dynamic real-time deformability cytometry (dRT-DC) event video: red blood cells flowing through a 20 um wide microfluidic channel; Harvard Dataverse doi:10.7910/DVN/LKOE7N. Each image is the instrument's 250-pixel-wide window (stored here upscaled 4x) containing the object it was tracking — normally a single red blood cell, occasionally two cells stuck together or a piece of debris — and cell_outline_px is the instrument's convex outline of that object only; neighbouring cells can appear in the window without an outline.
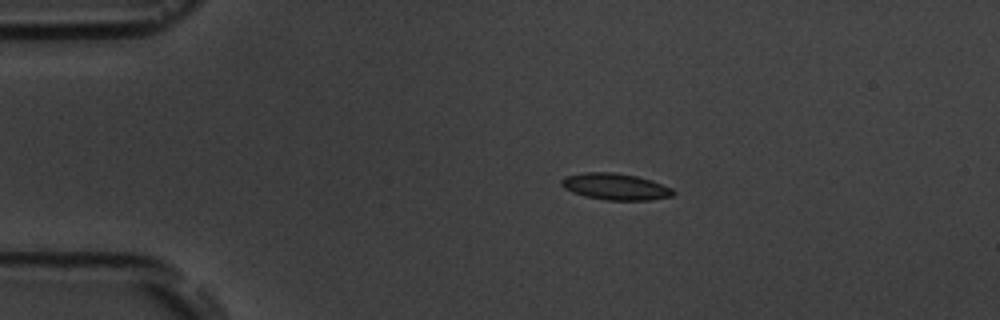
{"species": "common noctule bat (a hibernating species)", "species_latin": "Nyctalus noctula", "temperature_condition": "room temperature", "stored_images_in_passage": 6, "camera_frame_rate_fps": 3000, "um_per_image_px": 0.085, "animal": {"sex": "male", "body_mass_g": 19.5, "forearm_length_mm": 54.6}, "frame": {"image": 1, "passage_image": 3, "time_ms": 2.667, "image_size_px": [1000, 320], "cell_outline_px": [[676, 192], [672, 196], [648, 200], [604, 200], [584, 196], [572, 192], [564, 188], [560, 184], [560, 180], [564, 176], [584, 172], [612, 172], [636, 176], [652, 180], [672, 188]], "centroid_in_image_um": [52.28, 15.86], "position_along_channel_um": 32.7, "area_um2": 17.4}}
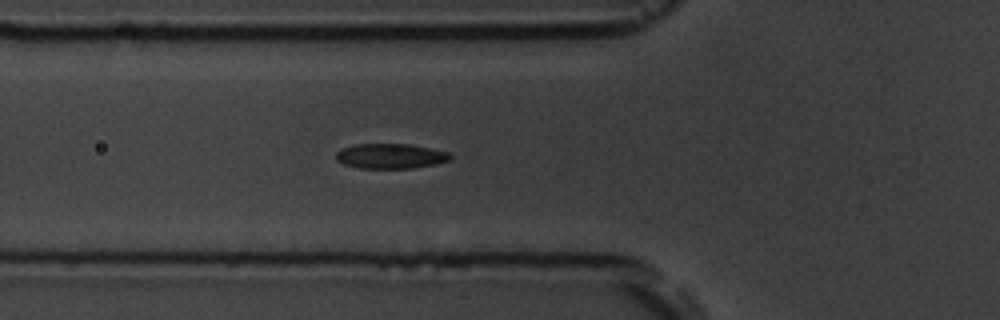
{"frame": {"image": 2, "passage_image": 6, "time_ms": 5.667, "image_size_px": [1000, 320], "cell_outline_px": [[452, 160], [436, 164], [412, 168], [360, 168], [344, 164], [336, 160], [336, 152], [340, 148], [356, 144], [408, 144], [448, 152], [452, 156]], "centroid_in_image_um": [33.18, 13.27], "position_along_channel_um": 92.6, "area_um2": 16.65}}